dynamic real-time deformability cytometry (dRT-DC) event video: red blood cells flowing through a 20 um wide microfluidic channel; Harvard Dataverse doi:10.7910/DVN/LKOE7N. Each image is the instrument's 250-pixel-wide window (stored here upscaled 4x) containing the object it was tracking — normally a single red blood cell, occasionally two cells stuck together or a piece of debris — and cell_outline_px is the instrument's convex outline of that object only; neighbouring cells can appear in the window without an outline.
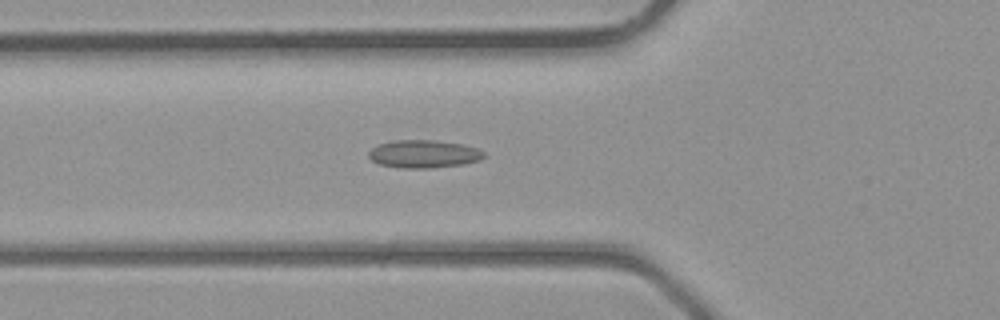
{"species": "common noctule bat (a hibernating species)", "species_latin": "Nyctalus noctula", "temperature_condition": "room temperature", "stored_images_in_passage": 32, "camera_frame_rate_fps": 3000, "um_per_image_px": 0.085, "animal": {"sex": "male", "body_mass_g": 23.1, "forearm_length_mm": 52.7}, "frame": {"image": 1, "passage_image": 8, "time_ms": 2.333, "image_size_px": [1000, 320], "cell_outline_px": [[484, 156], [480, 160], [464, 164], [428, 168], [404, 168], [380, 164], [372, 160], [368, 156], [368, 152], [372, 148], [380, 144], [396, 140], [432, 140], [464, 144], [476, 148], [484, 152]], "centroid_in_image_um": [36.03, 13.08], "position_along_channel_um": 89.8, "area_um2": 18.55}}
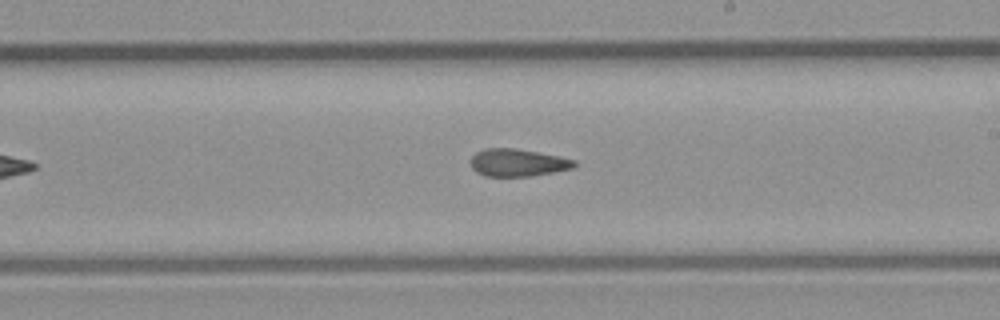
{"frame": {"image": 2, "passage_image": 17, "time_ms": 5.333, "image_size_px": [1000, 320], "cell_outline_px": [[576, 164], [572, 168], [552, 172], [528, 176], [484, 176], [476, 172], [472, 168], [472, 156], [476, 152], [484, 148], [512, 148], [560, 156], [576, 160]], "centroid_in_image_um": [43.99, 13.82], "position_along_channel_um": 245.0, "area_um2": 16.42}}
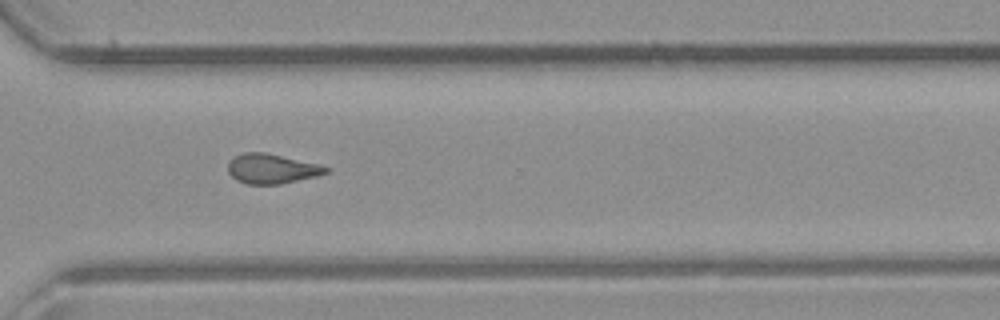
{"frame": {"image": 3, "passage_image": 23, "time_ms": 7.333, "image_size_px": [1000, 320], "cell_outline_px": [[332, 168], [328, 172], [316, 176], [280, 184], [248, 184], [236, 180], [228, 172], [228, 160], [244, 152], [264, 152], [316, 164]], "centroid_in_image_um": [23.07, 14.34], "position_along_channel_um": 347.5, "area_um2": 16.76}}